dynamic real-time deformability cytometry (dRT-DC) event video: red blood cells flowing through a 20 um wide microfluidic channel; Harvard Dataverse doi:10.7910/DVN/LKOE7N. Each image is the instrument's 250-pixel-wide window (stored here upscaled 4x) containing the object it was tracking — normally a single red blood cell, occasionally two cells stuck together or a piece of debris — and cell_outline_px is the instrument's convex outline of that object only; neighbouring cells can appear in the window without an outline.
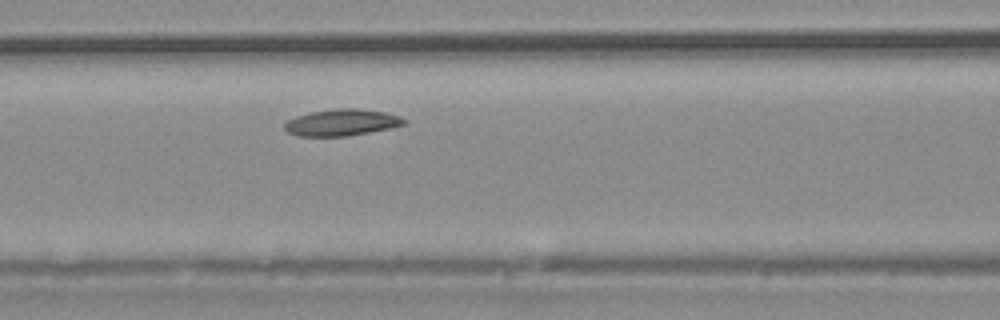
{"species": "common noctule bat (a hibernating species)", "species_latin": "Nyctalus noctula", "temperature_condition": "warm", "stored_images_in_passage": 33, "camera_frame_rate_fps": 3000, "um_per_image_px": 0.085, "animal": {"sex": "male", "body_mass_g": 20.4}, "frame": {"image": 1, "passage_image": 10, "time_ms": 3.0, "image_size_px": [1000, 320], "cell_outline_px": [[408, 120], [404, 124], [392, 128], [348, 136], [296, 136], [288, 132], [284, 128], [284, 124], [288, 120], [296, 116], [308, 112], [336, 108], [356, 108], [384, 112], [400, 116]], "centroid_in_image_um": [29.05, 10.41], "position_along_channel_um": 137.6, "area_um2": 18.67}}
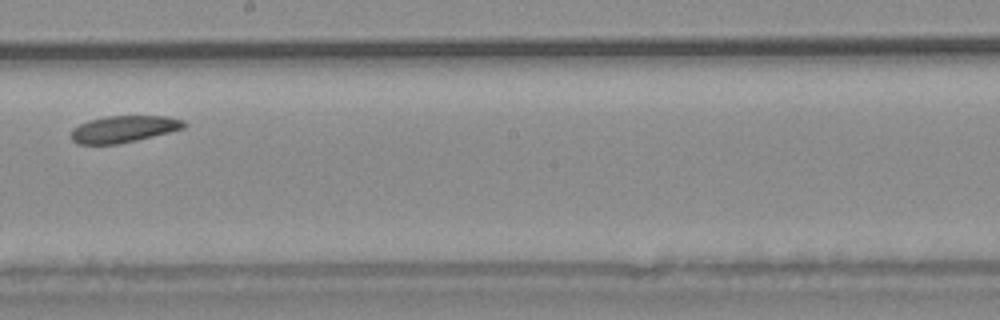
{"frame": {"image": 2, "passage_image": 16, "time_ms": 5.0, "image_size_px": [1000, 320], "cell_outline_px": [[188, 124], [184, 128], [136, 140], [116, 144], [76, 144], [68, 136], [72, 128], [88, 120], [108, 116], [168, 116], [184, 120]], "centroid_in_image_um": [10.47, 10.96], "position_along_channel_um": 237.7, "area_um2": 17.69}}
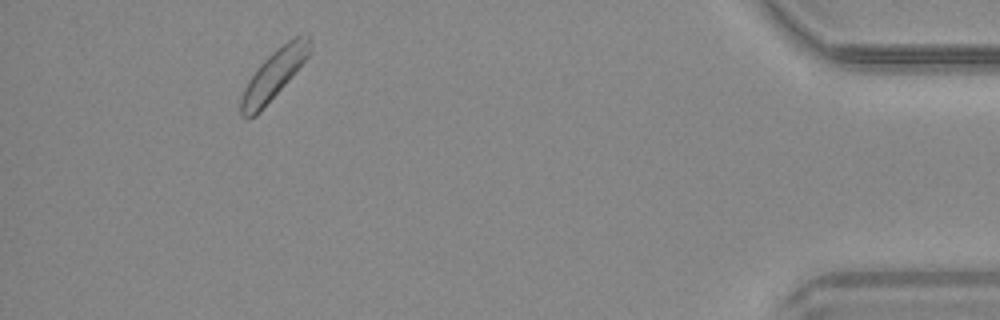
{"frame": {"image": 3, "passage_image": 30, "time_ms": 9.667, "image_size_px": [1000, 320], "cell_outline_px": [[312, 52], [292, 76], [260, 112], [256, 116], [248, 120], [244, 120], [240, 116], [240, 100], [244, 88], [248, 80], [260, 64], [276, 48], [288, 40], [296, 36], [308, 32], [312, 40]], "centroid_in_image_um": [23.29, 6.34], "position_along_channel_um": 411.9, "area_um2": 20.11}}